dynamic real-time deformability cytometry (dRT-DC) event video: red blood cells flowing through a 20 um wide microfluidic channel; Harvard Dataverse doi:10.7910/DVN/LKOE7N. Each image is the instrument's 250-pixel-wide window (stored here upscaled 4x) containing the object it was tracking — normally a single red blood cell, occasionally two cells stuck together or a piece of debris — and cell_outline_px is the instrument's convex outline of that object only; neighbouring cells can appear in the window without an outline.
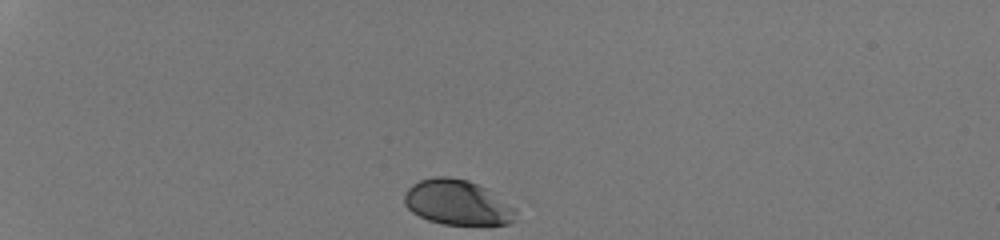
{"species": "human", "species_latin": "Homo sapiens", "temperature_condition": "room temperature", "stored_images_in_passage": 32, "camera_frame_rate_fps": 3000, "um_per_image_px": 0.085, "donor": {"sex": "male"}, "frame": {"image": 1, "passage_image": 1, "time_ms": 0.0, "image_size_px": [1000, 240], "cell_outline_px": [[516, 220], [508, 224], [444, 224], [428, 220], [412, 212], [404, 204], [404, 196], [408, 188], [412, 184], [420, 180], [432, 176], [448, 176], [468, 180], [488, 188], [512, 208], [516, 212]], "centroid_in_image_um": [38.84, 17.19], "position_along_channel_um": 46.2, "area_um2": 29.13}}
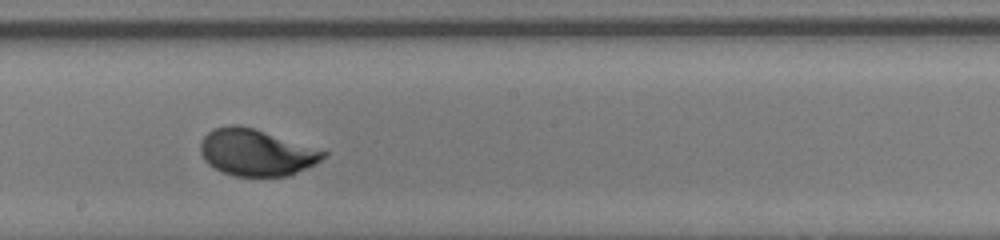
{"frame": {"image": 2, "passage_image": 19, "time_ms": 6.0, "image_size_px": [1000, 240], "cell_outline_px": [[328, 152], [320, 160], [288, 176], [232, 176], [220, 172], [208, 164], [204, 160], [200, 152], [200, 144], [204, 136], [208, 132], [216, 128], [232, 124], [236, 124], [252, 128]], "centroid_in_image_um": [21.7, 12.97], "position_along_channel_um": 226.5, "area_um2": 32.89}}
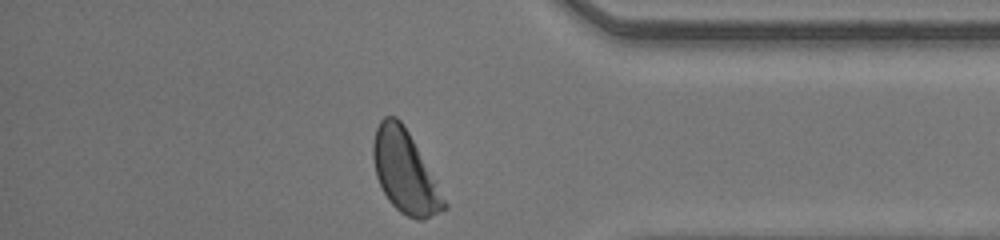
{"frame": {"image": 3, "passage_image": 32, "time_ms": 10.333, "image_size_px": [1000, 240], "cell_outline_px": [[448, 208], [424, 220], [416, 220], [400, 212], [388, 200], [376, 176], [372, 156], [372, 144], [376, 128], [380, 120], [384, 116], [396, 116], [404, 124], [436, 180], [448, 204]], "centroid_in_image_um": [34.42, 14.6], "position_along_channel_um": 400.8, "area_um2": 34.04}, "authors_computed_cell_mechanics": {"area_um2": 32.8882, "velocity_mm_per_s": 4.2196, "shape_relaxation_time_tau1_ms": 1.803, "shape_relaxation_time_tau2_ms": null, "deformation_change_tau1": 0.1262, "deformation_change_tau2": null}}